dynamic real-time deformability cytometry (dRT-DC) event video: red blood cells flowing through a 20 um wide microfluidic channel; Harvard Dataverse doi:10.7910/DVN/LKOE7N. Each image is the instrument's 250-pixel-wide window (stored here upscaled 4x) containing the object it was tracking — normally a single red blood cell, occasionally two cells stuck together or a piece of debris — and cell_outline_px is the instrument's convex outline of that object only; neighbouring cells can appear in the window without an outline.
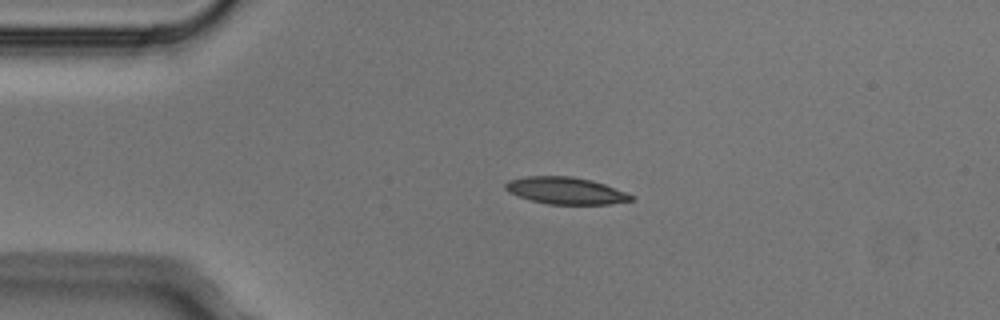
{"species": "Egyptian fruit bat (a non-hibernating species)", "species_latin": "Rousettus aegyptiacus", "temperature_condition": "cold", "stored_images_in_passage": 2, "camera_frame_rate_fps": 3000, "um_per_image_px": 0.085, "animal": {"sex": "male"}, "frame": {"image": 1, "passage_image": 1, "time_ms": 0.0, "image_size_px": [1000, 320], "cell_outline_px": [[636, 200], [608, 204], [548, 204], [532, 200], [508, 192], [504, 188], [504, 184], [508, 180], [524, 176], [572, 176], [592, 180], [604, 184], [636, 196]], "centroid_in_image_um": [48.1, 16.2], "position_along_channel_um": 36.9, "area_um2": 19.83}}